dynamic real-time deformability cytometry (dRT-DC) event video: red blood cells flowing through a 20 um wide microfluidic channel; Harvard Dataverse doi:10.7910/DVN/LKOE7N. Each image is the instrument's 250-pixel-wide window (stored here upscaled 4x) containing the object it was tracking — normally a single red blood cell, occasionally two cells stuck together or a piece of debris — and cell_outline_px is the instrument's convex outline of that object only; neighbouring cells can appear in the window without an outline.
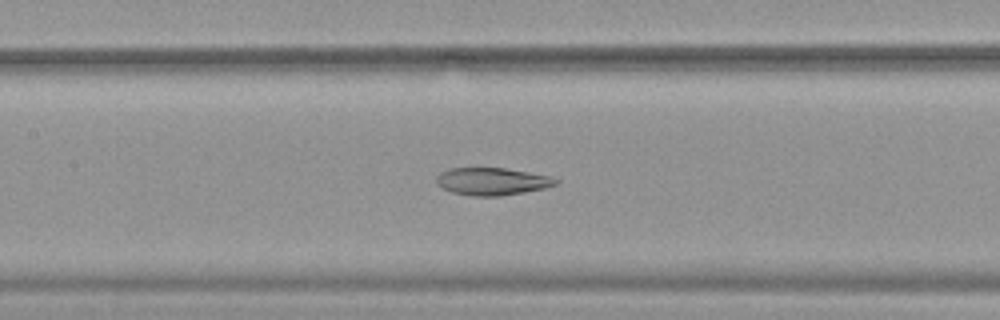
{"species": "common noctule bat (a hibernating species)", "species_latin": "Nyctalus noctula", "temperature_condition": "warm", "stored_images_in_passage": 54, "camera_frame_rate_fps": 3000, "um_per_image_px": 0.085, "animal": {"sex": "female", "body_mass_g": 19.9}, "frame": {"image": 1, "passage_image": 26, "time_ms": 8.333, "image_size_px": [1000, 320], "cell_outline_px": [[560, 180], [556, 184], [544, 188], [524, 192], [500, 196], [472, 196], [452, 192], [436, 184], [436, 176], [440, 172], [452, 168], [504, 168], [528, 172], [548, 176]], "centroid_in_image_um": [41.8, 15.42], "position_along_channel_um": 165.6, "area_um2": 18.96}}
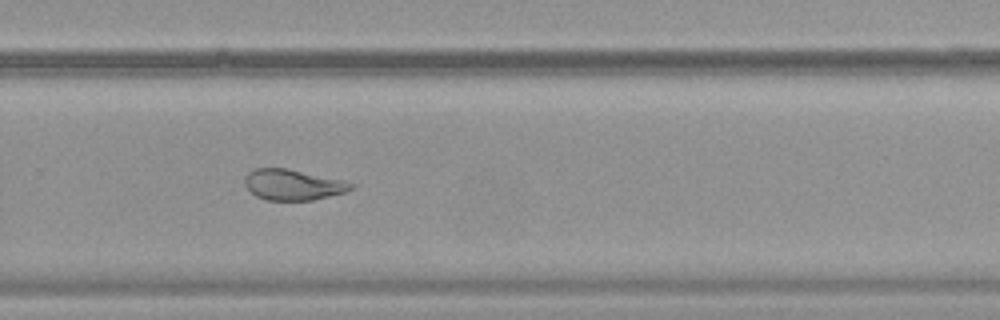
{"frame": {"image": 2, "passage_image": 37, "time_ms": 12.0, "image_size_px": [1000, 320], "cell_outline_px": [[356, 184], [348, 192], [312, 200], [264, 200], [256, 196], [244, 184], [244, 176], [248, 172], [256, 168], [288, 168], [344, 180]], "centroid_in_image_um": [24.92, 15.7], "position_along_channel_um": 304.9, "area_um2": 19.25}}
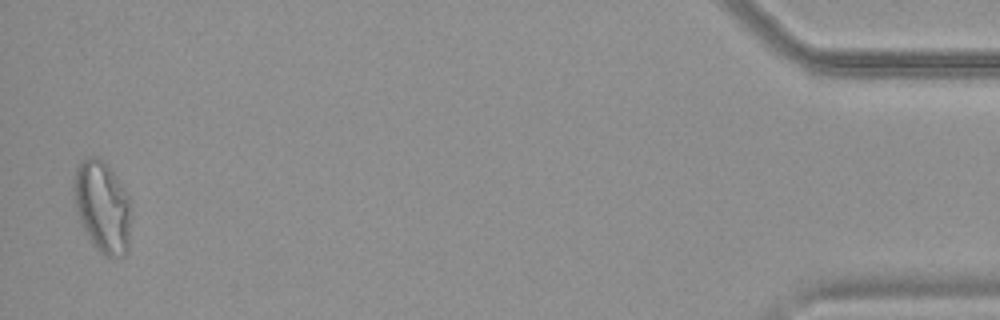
{"frame": {"image": 3, "passage_image": 53, "time_ms": 17.333, "image_size_px": [1000, 320], "cell_outline_px": [[132, 208], [128, 252], [124, 256], [104, 256], [92, 244], [80, 224], [76, 208], [72, 188], [72, 184], [76, 168], [84, 160], [92, 156], [100, 156], [104, 160], [128, 196]], "centroid_in_image_um": [8.71, 17.6], "position_along_channel_um": 426.5, "area_um2": 30.92}, "authors_computed_cell_mechanics": {"area_um2": 24.4494, "velocity_mm_per_s": 3.8135, "shape_relaxation_time_tau1_ms": null, "shape_relaxation_time_tau2_ms": 2.8273, "deformation_change_tau1": null, "deformation_change_tau2": 0.1089}}